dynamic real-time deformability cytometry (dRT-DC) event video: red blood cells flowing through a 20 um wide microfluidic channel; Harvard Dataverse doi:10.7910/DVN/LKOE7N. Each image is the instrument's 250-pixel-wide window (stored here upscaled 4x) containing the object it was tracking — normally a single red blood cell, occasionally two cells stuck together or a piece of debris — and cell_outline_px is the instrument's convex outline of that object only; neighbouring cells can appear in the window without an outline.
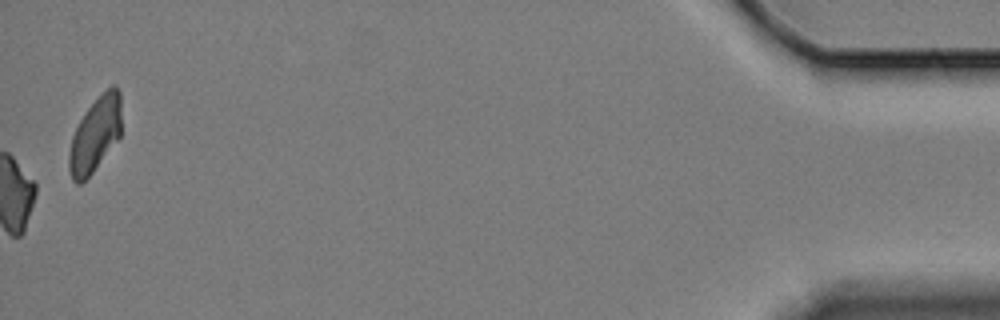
{"species": "Egyptian fruit bat (a non-hibernating species)", "species_latin": "Rousettus aegyptiacus", "temperature_condition": "cold", "stored_images_in_passage": 59, "camera_frame_rate_fps": 3000, "um_per_image_px": 0.085, "animal": {"sex": "female"}, "frame": {"image": 1, "passage_image": 59, "time_ms": 19.333, "image_size_px": [1000, 320], "cell_outline_px": [[120, 136], [92, 172], [80, 184], [76, 184], [72, 180], [68, 168], [68, 152], [72, 136], [84, 112], [112, 84], [116, 84], [120, 92]], "centroid_in_image_um": [8.07, 11.45], "position_along_channel_um": 427.1, "area_um2": 22.48}, "authors_computed_cell_mechanics": {"area_um2": 21.4438, "velocity_mm_per_s": 3.3161, "shape_relaxation_time_tau1_ms": 11.2411, "shape_relaxation_time_tau2_ms": null, "deformation_change_tau1": 0.1717, "deformation_change_tau2": null}}